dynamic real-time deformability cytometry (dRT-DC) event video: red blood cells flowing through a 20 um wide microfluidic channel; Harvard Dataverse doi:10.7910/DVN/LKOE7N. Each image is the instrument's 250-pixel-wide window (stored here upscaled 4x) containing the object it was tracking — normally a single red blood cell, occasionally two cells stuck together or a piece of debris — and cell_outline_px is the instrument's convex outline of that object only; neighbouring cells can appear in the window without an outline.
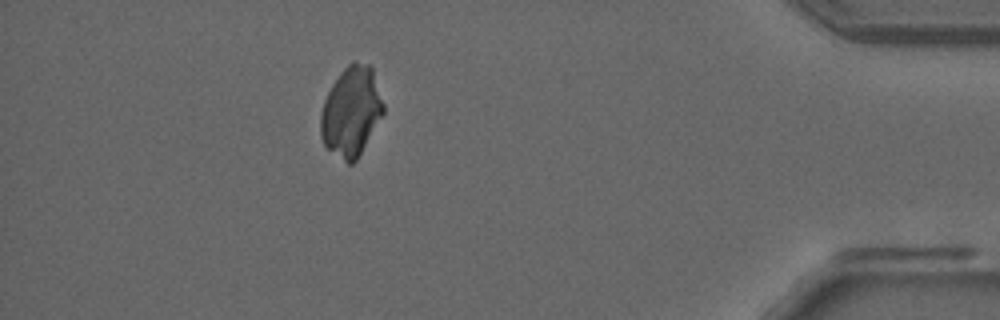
{"species": "common noctule bat (a hibernating species)", "species_latin": "Nyctalus noctula", "temperature_condition": "room temperature", "stored_images_in_passage": 47, "camera_frame_rate_fps": 3000, "um_per_image_px": 0.085, "animal": {"sex": "male", "forearm_length_mm": 52.5}, "frame": {"image": 1, "passage_image": 41, "time_ms": 13.333, "image_size_px": [1000, 320], "cell_outline_px": [[384, 112], [356, 160], [352, 164], [348, 164], [328, 148], [324, 144], [320, 136], [320, 112], [324, 100], [332, 84], [340, 72], [352, 60], [356, 60], [368, 64], [372, 68], [384, 104]], "centroid_in_image_um": [29.84, 9.45], "position_along_channel_um": 405.4, "area_um2": 32.66}}